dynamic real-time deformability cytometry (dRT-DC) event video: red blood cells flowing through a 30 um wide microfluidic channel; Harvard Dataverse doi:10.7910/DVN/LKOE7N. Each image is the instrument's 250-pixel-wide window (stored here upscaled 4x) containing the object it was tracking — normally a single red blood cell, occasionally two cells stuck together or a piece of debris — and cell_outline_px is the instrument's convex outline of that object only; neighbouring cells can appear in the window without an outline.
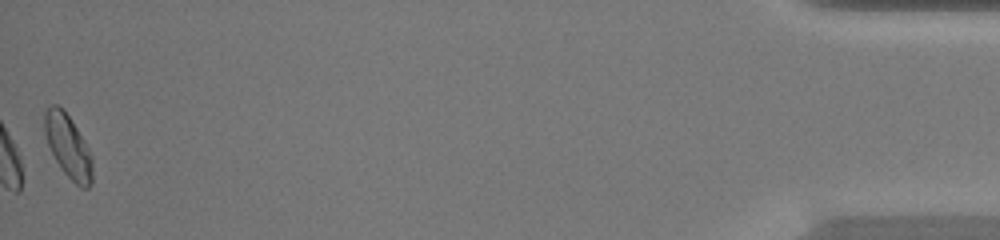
{"species": "common noctule bat (a hibernating species)", "species_latin": "Nyctalus noctula", "temperature_condition": "warm", "stored_images_in_passage": 52, "camera_frame_rate_fps": 3000, "um_per_image_px": 0.085, "animal": {"sex": "female", "body_mass_g": 20.0, "forearm_length_mm": 54.0}, "frame": {"image": 1, "passage_image": 52, "time_ms": 17.0, "image_size_px": [1000, 240], "cell_outline_px": [[92, 184], [88, 188], [80, 188], [60, 168], [48, 144], [44, 132], [44, 112], [48, 104], [56, 104], [64, 108], [72, 120], [84, 140], [92, 156]], "centroid_in_image_um": [5.78, 12.39], "position_along_channel_um": 429.4, "area_um2": 17.8}, "authors_computed_cell_mechanics": {"area_um2": 16.8198, "velocity_mm_per_s": 4.0362, "shape_relaxation_time_tau1_ms": 3.0866, "shape_relaxation_time_tau2_ms": 1.2787, "deformation_change_tau1": 0.1345, "deformation_change_tau2": 0.0404}}